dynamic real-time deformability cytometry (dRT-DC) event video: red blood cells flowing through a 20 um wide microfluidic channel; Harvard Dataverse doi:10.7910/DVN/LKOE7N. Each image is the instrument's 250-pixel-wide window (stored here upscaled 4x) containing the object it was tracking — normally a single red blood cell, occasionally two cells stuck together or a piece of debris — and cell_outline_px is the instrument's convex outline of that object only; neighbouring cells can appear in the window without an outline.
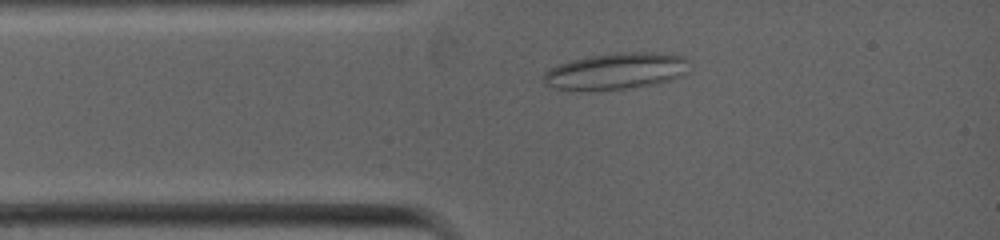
{"species": "common noctule bat (a hibernating species)", "species_latin": "Nyctalus noctula", "temperature_condition": "warm", "stored_images_in_passage": 10, "camera_frame_rate_fps": 5000, "um_per_image_px": 0.085, "animal": {"sex": "female", "body_mass_g": 19.0, "forearm_length_mm": 53.3}, "frame": {"image": 1, "passage_image": 9, "time_ms": 1.6, "image_size_px": [1000, 240], "cell_outline_px": [[684, 72], [680, 76], [672, 80], [652, 84], [624, 88], [588, 92], [556, 88], [544, 84], [544, 72], [560, 64], [572, 60], [588, 56], [616, 52], [652, 52], [684, 56]], "centroid_in_image_um": [52.28, 6.06], "position_along_channel_um": 32.7, "area_um2": 30.69}}